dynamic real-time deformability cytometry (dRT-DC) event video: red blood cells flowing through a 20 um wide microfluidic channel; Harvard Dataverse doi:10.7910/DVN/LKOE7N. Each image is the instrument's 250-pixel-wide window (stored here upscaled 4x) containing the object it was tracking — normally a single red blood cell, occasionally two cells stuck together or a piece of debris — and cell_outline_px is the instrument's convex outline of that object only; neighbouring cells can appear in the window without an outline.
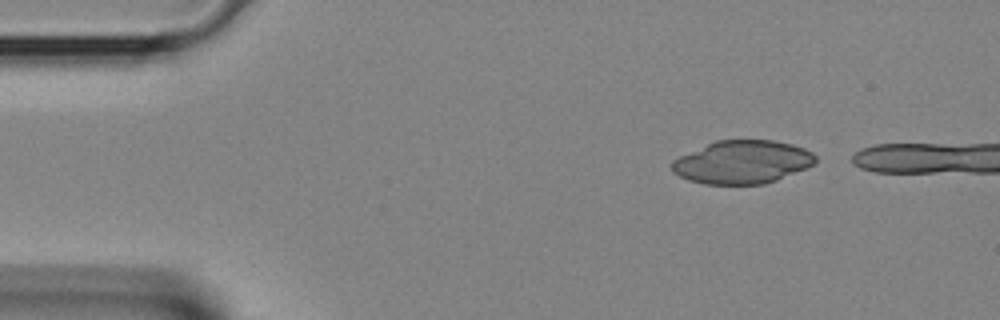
{"species": "Egyptian fruit bat (a non-hibernating species)", "species_latin": "Rousettus aegyptiacus", "temperature_condition": "room temperature", "stored_images_in_passage": 4, "camera_frame_rate_fps": 3000, "um_per_image_px": 0.085, "animal": {"sex": "female"}, "frame": {"image": 1, "passage_image": 1, "time_ms": 0.0, "image_size_px": [1000, 320], "cell_outline_px": [[816, 160], [812, 164], [804, 168], [776, 180], [764, 184], [704, 184], [688, 180], [672, 172], [672, 160], [680, 156], [716, 140], [772, 140], [792, 144], [804, 148], [812, 152], [816, 156]], "centroid_in_image_um": [63.08, 13.77], "position_along_channel_um": 21.9, "area_um2": 35.84}}